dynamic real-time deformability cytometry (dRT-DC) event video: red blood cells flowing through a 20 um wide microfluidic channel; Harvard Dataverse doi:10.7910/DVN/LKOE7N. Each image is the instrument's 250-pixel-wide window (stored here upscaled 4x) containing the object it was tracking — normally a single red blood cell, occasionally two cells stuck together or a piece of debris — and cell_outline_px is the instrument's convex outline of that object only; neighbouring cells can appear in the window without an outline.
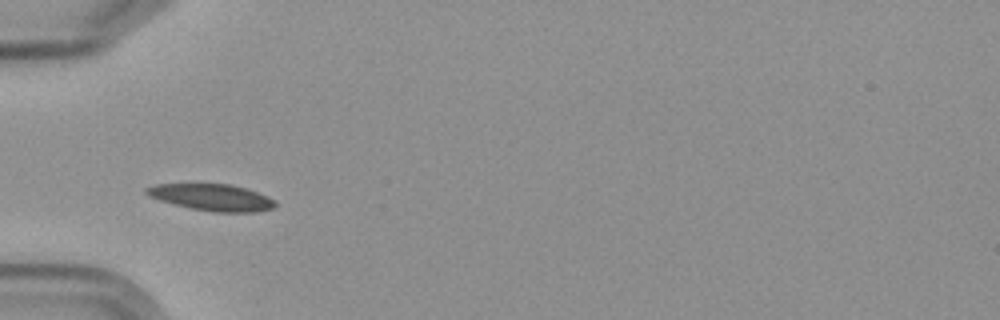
{"species": "Egyptian fruit bat (a non-hibernating species)", "species_latin": "Rousettus aegyptiacus", "temperature_condition": "cold", "stored_images_in_passage": 7, "camera_frame_rate_fps": 3000, "um_per_image_px": 0.085, "frame": {"image": 1, "passage_image": 2, "time_ms": 1.333, "image_size_px": [1000, 320], "cell_outline_px": [[276, 204], [272, 208], [256, 212], [212, 212], [188, 208], [160, 200], [148, 196], [144, 192], [144, 188], [156, 184], [228, 184], [244, 188], [268, 196], [276, 200]], "centroid_in_image_um": [17.98, 16.78], "position_along_channel_um": 67.0, "area_um2": 20.0}}
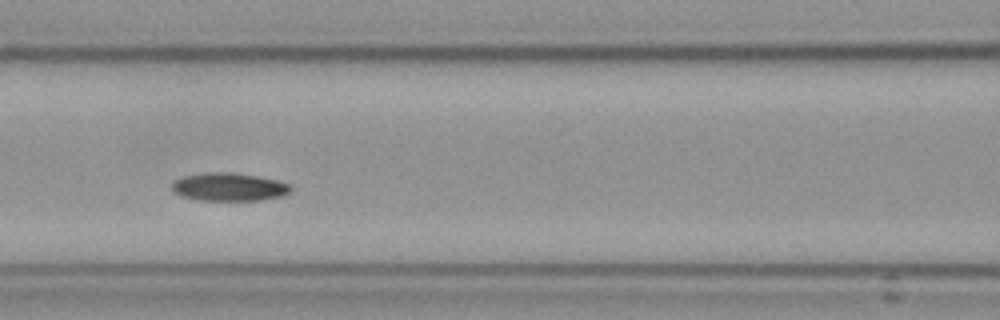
{"frame": {"image": 2, "passage_image": 4, "time_ms": 3.667, "image_size_px": [1000, 320], "cell_outline_px": [[292, 188], [284, 196], [260, 200], [200, 200], [180, 196], [172, 192], [172, 184], [176, 180], [184, 176], [204, 172], [232, 172], [256, 176], [276, 180], [292, 184]], "centroid_in_image_um": [19.47, 15.89], "position_along_channel_um": 147.1, "area_um2": 19.54}}
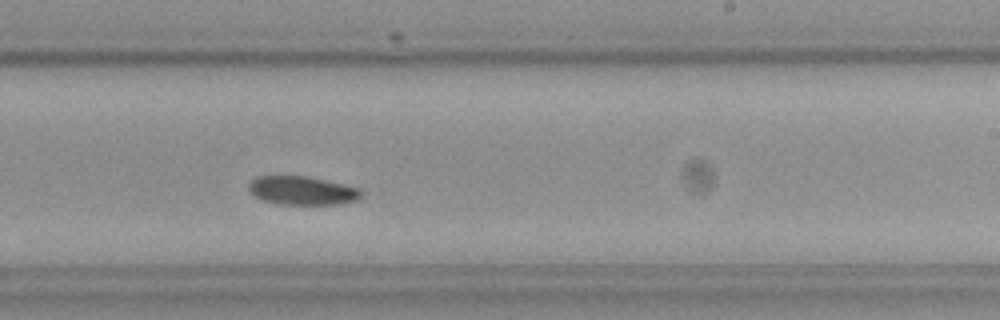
{"frame": {"image": 3, "passage_image": 7, "time_ms": 7.0, "image_size_px": [1000, 320], "cell_outline_px": [[360, 196], [356, 200], [340, 204], [276, 204], [264, 200], [256, 196], [248, 188], [248, 184], [256, 176], [308, 176], [344, 184], [360, 188]], "centroid_in_image_um": [25.68, 16.19], "position_along_channel_um": 263.3, "area_um2": 18.61}}